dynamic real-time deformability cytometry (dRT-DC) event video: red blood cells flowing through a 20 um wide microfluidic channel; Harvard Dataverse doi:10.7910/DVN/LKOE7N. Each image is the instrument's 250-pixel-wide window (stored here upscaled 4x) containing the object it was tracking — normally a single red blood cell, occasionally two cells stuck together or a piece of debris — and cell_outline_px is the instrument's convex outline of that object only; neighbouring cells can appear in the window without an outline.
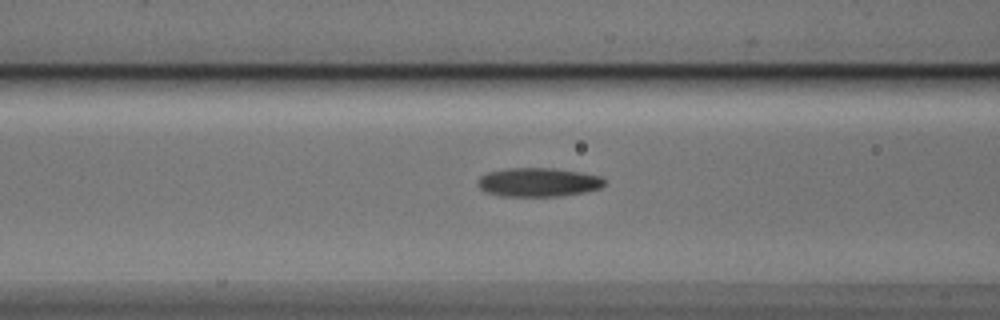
{"species": "Egyptian fruit bat (a non-hibernating species)", "species_latin": "Rousettus aegyptiacus", "temperature_condition": "cold", "stored_images_in_passage": 13, "camera_frame_rate_fps": 3000, "um_per_image_px": 0.085, "animal": {"sex": "male"}, "frame": {"image": 1, "passage_image": 11, "time_ms": 3.333, "image_size_px": [1000, 320], "cell_outline_px": [[604, 184], [600, 188], [584, 192], [560, 196], [500, 196], [484, 192], [476, 184], [476, 180], [480, 176], [488, 172], [508, 168], [556, 168], [580, 172], [600, 176], [604, 180]], "centroid_in_image_um": [45.7, 15.49], "position_along_channel_um": 120.9, "area_um2": 21.44}}